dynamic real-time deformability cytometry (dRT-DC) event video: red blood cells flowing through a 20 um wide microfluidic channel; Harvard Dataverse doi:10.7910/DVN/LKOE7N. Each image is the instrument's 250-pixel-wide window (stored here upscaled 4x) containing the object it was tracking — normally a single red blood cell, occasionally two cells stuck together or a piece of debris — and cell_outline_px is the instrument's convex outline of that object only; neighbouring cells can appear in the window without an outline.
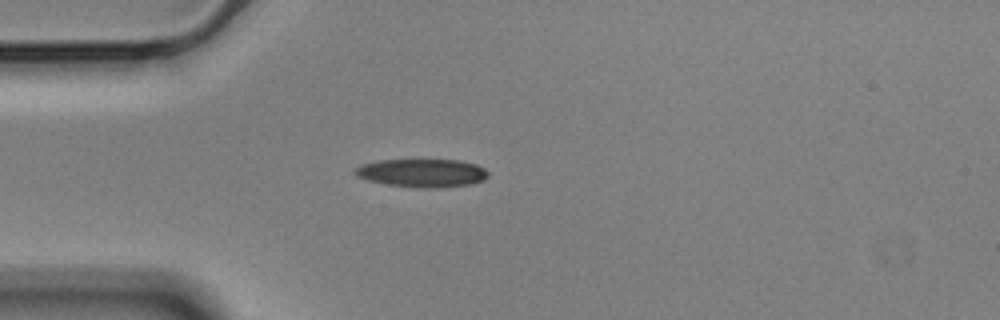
{"species": "Egyptian fruit bat (a non-hibernating species)", "species_latin": "Rousettus aegyptiacus", "temperature_condition": "cold", "stored_images_in_passage": 42, "camera_frame_rate_fps": 3000, "um_per_image_px": 0.085, "animal": {"sex": "male"}, "frame": {"image": 1, "passage_image": 1, "time_ms": 0.0, "image_size_px": [1000, 320], "cell_outline_px": [[488, 176], [484, 180], [472, 184], [440, 188], [424, 188], [388, 184], [368, 180], [356, 176], [352, 172], [360, 164], [380, 160], [460, 160], [476, 164], [484, 168], [488, 172]], "centroid_in_image_um": [35.89, 14.7], "position_along_channel_um": 49.1, "area_um2": 21.96}}
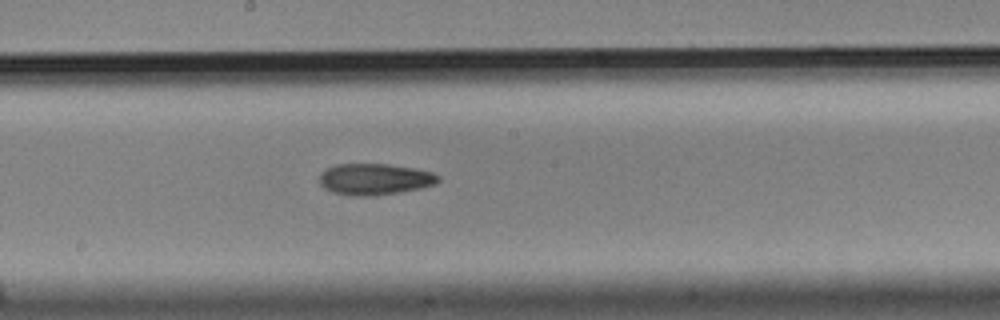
{"frame": {"image": 2, "passage_image": 16, "time_ms": 5.0, "image_size_px": [1000, 320], "cell_outline_px": [[440, 180], [436, 184], [420, 188], [396, 192], [368, 196], [352, 196], [332, 192], [324, 188], [320, 184], [320, 172], [336, 164], [388, 164], [412, 168], [432, 172], [440, 176]], "centroid_in_image_um": [31.83, 15.23], "position_along_channel_um": 216.4, "area_um2": 21.56}}
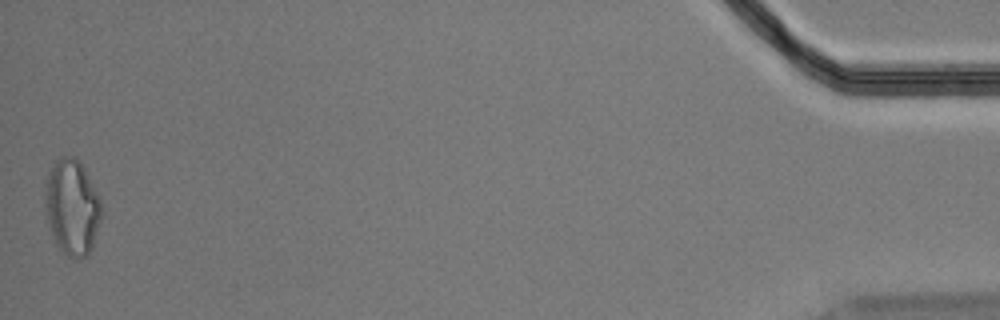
{"frame": {"image": 3, "passage_image": 42, "time_ms": 13.667, "image_size_px": [1000, 320], "cell_outline_px": [[104, 212], [92, 248], [84, 256], [76, 260], [68, 256], [56, 244], [48, 220], [44, 204], [44, 180], [56, 160], [64, 156], [76, 156], [80, 160], [100, 200]], "centroid_in_image_um": [6.13, 17.59], "position_along_channel_um": 429.1, "area_um2": 31.62}, "authors_computed_cell_mechanics": {"area_um2": 21.9351, "velocity_mm_per_s": 3.5464, "shape_relaxation_time_tau1_ms": null, "shape_relaxation_time_tau2_ms": 8.4371, "deformation_change_tau1": null, "deformation_change_tau2": 0.1829}}